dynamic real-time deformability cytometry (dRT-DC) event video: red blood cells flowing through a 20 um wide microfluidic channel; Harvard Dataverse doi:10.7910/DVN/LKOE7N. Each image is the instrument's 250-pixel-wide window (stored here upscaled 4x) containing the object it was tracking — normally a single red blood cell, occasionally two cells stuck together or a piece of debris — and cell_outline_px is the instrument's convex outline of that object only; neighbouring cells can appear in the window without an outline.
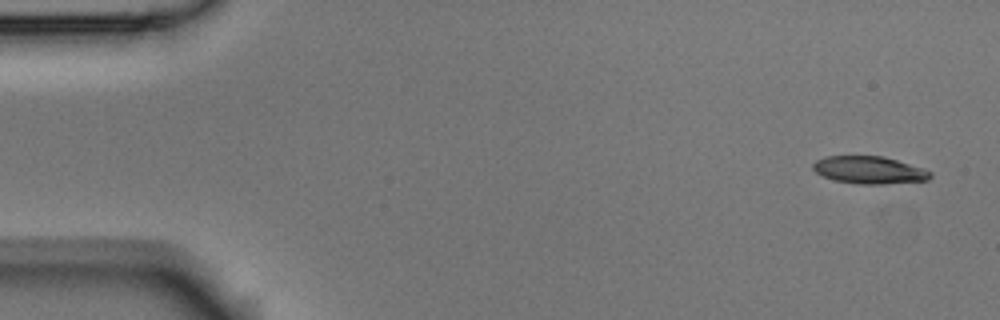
{"species": "Egyptian fruit bat (a non-hibernating species)", "species_latin": "Rousettus aegyptiacus", "temperature_condition": "room temperature", "stored_images_in_passage": 3, "camera_frame_rate_fps": 3000, "um_per_image_px": 0.085, "animal": {"sex": "male"}, "frame": {"image": 1, "passage_image": 1, "time_ms": 0.0, "image_size_px": [1000, 320], "cell_outline_px": [[932, 176], [928, 180], [884, 184], [860, 184], [836, 180], [824, 176], [816, 172], [812, 168], [812, 164], [816, 160], [824, 156], [884, 156], [924, 168], [932, 172]], "centroid_in_image_um": [73.91, 14.44], "position_along_channel_um": 11.1, "area_um2": 18.79}}